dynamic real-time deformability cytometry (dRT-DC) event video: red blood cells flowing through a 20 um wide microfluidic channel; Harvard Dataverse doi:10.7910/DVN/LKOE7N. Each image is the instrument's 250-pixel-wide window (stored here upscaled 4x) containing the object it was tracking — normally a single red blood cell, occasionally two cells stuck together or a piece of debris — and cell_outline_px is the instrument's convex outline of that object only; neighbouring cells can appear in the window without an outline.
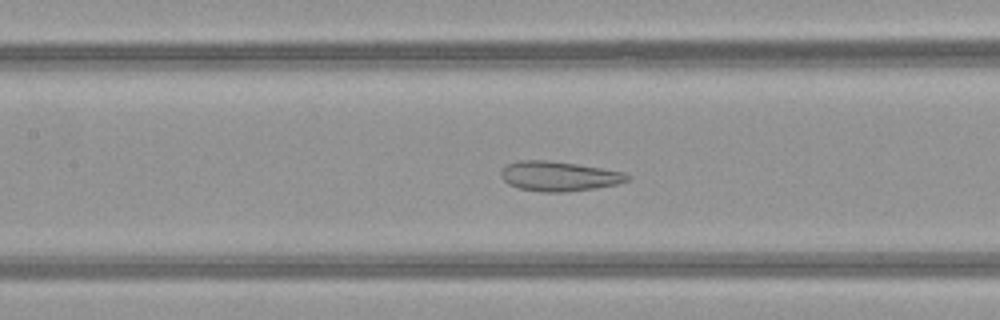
{"species": "common noctule bat (a hibernating species)", "species_latin": "Nyctalus noctula", "temperature_condition": "warm", "stored_images_in_passage": 45, "camera_frame_rate_fps": 3000, "um_per_image_px": 0.085, "animal": {"sex": "female", "body_mass_g": 21.9}, "frame": {"image": 1, "passage_image": 18, "time_ms": 5.667, "image_size_px": [1000, 320], "cell_outline_px": [[632, 176], [628, 180], [616, 184], [596, 188], [564, 192], [540, 192], [520, 188], [508, 184], [500, 176], [500, 172], [508, 164], [516, 160], [548, 160], [576, 164], [624, 172]], "centroid_in_image_um": [47.5, 14.97], "position_along_channel_um": 159.9, "area_um2": 21.85}}
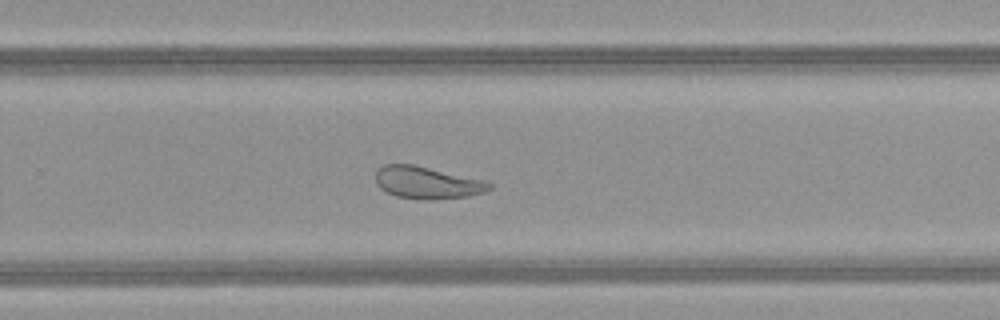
{"frame": {"image": 2, "passage_image": 28, "time_ms": 9.0, "image_size_px": [1000, 320], "cell_outline_px": [[492, 188], [484, 192], [468, 196], [432, 200], [424, 200], [396, 196], [380, 188], [376, 184], [376, 172], [384, 164], [412, 164], [484, 180], [492, 184]], "centroid_in_image_um": [36.3, 15.53], "position_along_channel_um": 293.5, "area_um2": 21.21}}
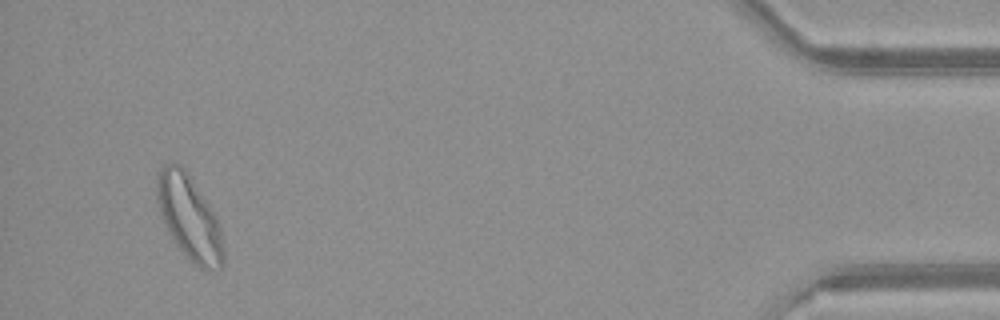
{"frame": {"image": 3, "passage_image": 43, "time_ms": 14.0, "image_size_px": [1000, 320], "cell_outline_px": [[224, 264], [220, 268], [200, 268], [176, 244], [168, 232], [160, 216], [156, 196], [156, 176], [160, 168], [164, 164], [176, 160], [184, 168], [216, 216], [220, 228], [224, 252]], "centroid_in_image_um": [16.05, 18.43], "position_along_channel_um": 419.2, "area_um2": 32.43}, "authors_computed_cell_mechanics": {"area_um2": 25.5476, "velocity_mm_per_s": 4.0299, "shape_relaxation_time_tau1_ms": null, "shape_relaxation_time_tau2_ms": 1.4119, "deformation_change_tau1": null, "deformation_change_tau2": 0.0873}}